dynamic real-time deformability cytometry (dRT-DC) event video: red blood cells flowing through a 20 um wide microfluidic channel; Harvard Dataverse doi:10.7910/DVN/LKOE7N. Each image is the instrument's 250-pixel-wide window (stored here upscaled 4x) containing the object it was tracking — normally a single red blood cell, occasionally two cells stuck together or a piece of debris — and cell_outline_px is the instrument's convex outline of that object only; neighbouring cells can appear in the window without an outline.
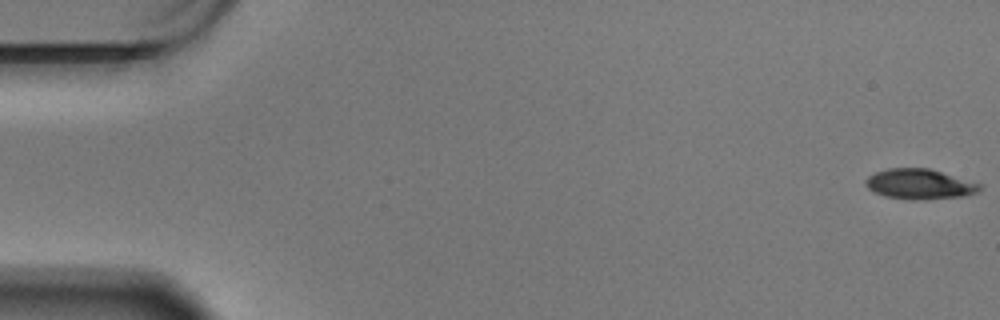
{"species": "Egyptian fruit bat (a non-hibernating species)", "species_latin": "Rousettus aegyptiacus", "temperature_condition": "warm", "stored_images_in_passage": 60, "camera_frame_rate_fps": 3000, "um_per_image_px": 0.085, "animal": {"sex": "male"}, "frame": {"image": 1, "passage_image": 1, "time_ms": 0.0, "image_size_px": [1000, 320], "cell_outline_px": [[980, 192], [964, 196], [916, 200], [884, 196], [868, 188], [864, 180], [868, 176], [876, 172], [888, 168], [928, 168], [980, 184]], "centroid_in_image_um": [78.15, 15.65], "position_along_channel_um": 6.9, "area_um2": 19.77}}
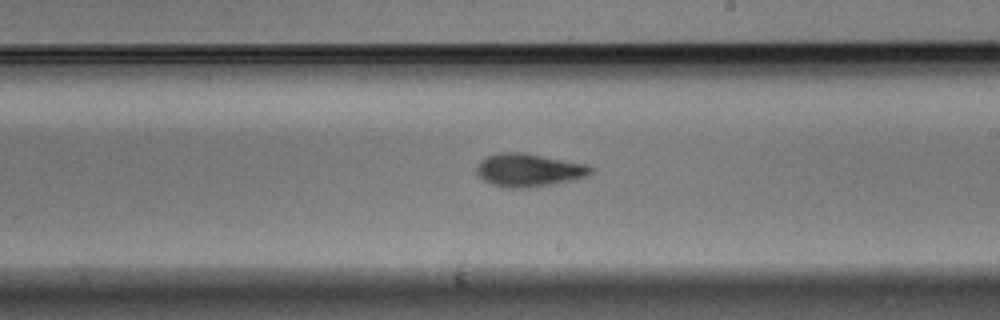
{"frame": {"image": 2, "passage_image": 35, "time_ms": 11.333, "image_size_px": [1000, 320], "cell_outline_px": [[596, 168], [588, 176], [572, 180], [528, 188], [508, 188], [492, 184], [484, 180], [476, 172], [476, 168], [480, 160], [488, 156], [500, 152], [524, 152], [588, 164]], "centroid_in_image_um": [44.98, 14.45], "position_along_channel_um": 244.0, "area_um2": 22.14}}
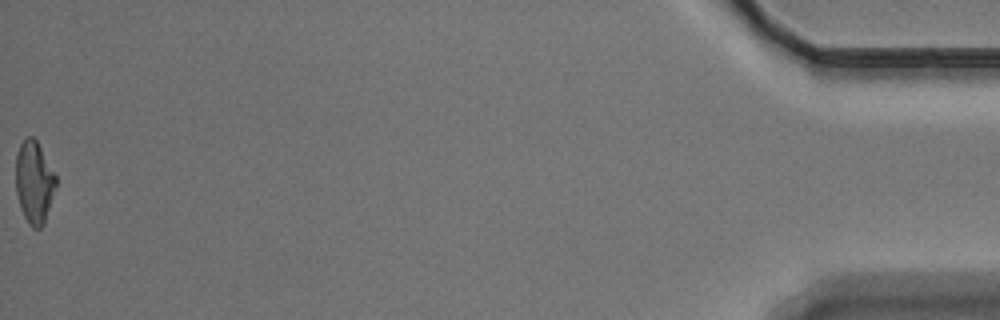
{"frame": {"image": 3, "passage_image": 60, "time_ms": 19.667, "image_size_px": [1000, 320], "cell_outline_px": [[56, 184], [44, 224], [40, 228], [32, 228], [28, 224], [20, 208], [16, 192], [16, 152], [24, 136], [32, 136], [36, 140], [56, 176]], "centroid_in_image_um": [2.88, 15.48], "position_along_channel_um": 432.3, "area_um2": 19.19}, "authors_computed_cell_mechanics": {"area_um2": 20.7213, "velocity_mm_per_s": 3.4306, "shape_relaxation_time_tau1_ms": 2.5741, "shape_relaxation_time_tau2_ms": 3.1249, "deformation_change_tau1": 0.1364, "deformation_change_tau2": 0.1084}}